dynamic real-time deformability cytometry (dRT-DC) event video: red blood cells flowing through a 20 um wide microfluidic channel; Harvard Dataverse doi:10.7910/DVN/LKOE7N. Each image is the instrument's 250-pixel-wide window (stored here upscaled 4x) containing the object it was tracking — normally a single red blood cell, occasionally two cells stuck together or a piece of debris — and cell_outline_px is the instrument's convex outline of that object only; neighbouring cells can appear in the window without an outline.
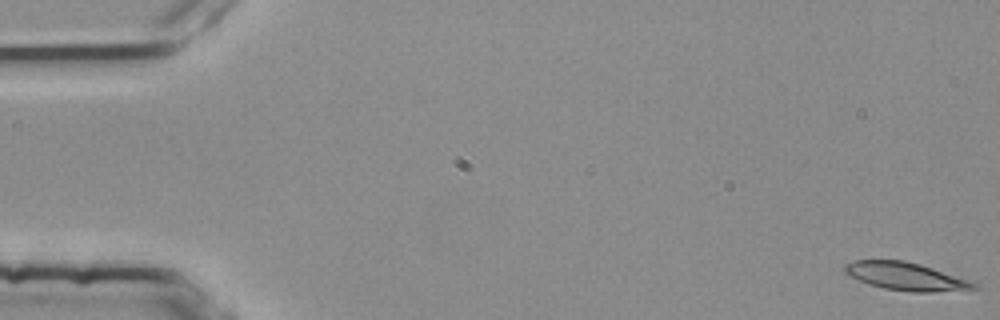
{"species": "common noctule bat (a hibernating species)", "species_latin": "Nyctalus noctula", "temperature_condition": "room temperature", "stored_images_in_passage": 52, "camera_frame_rate_fps": 3000, "um_per_image_px": 0.085, "animal": {"sex": "female", "body_mass_g": 25.1}, "frame": {"image": 1, "passage_image": 1, "time_ms": 0.0, "image_size_px": [1000, 320], "cell_outline_px": [[976, 288], [932, 292], [912, 292], [884, 288], [868, 284], [848, 276], [844, 272], [844, 264], [856, 260], [904, 260], [920, 264], [932, 268], [976, 284]], "centroid_in_image_um": [76.86, 23.48], "position_along_channel_um": 8.1, "area_um2": 20.52}}
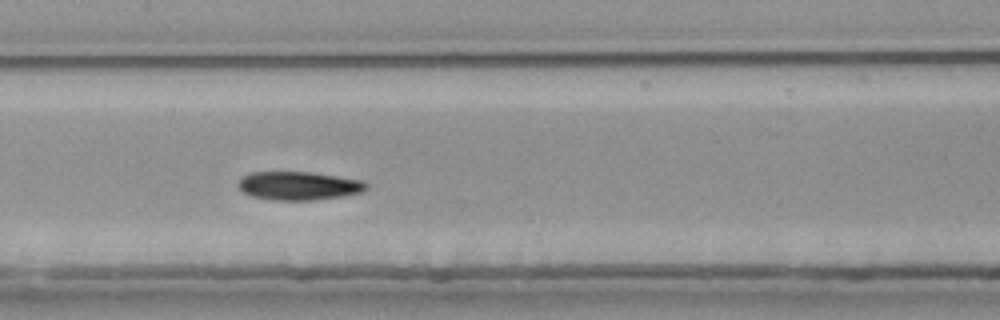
{"frame": {"image": 2, "passage_image": 27, "time_ms": 8.667, "image_size_px": [1000, 320], "cell_outline_px": [[368, 188], [360, 192], [340, 196], [312, 200], [276, 200], [252, 196], [244, 192], [236, 184], [240, 176], [252, 172], [312, 172], [364, 180], [368, 184]], "centroid_in_image_um": [25.37, 15.77], "position_along_channel_um": 182.0, "area_um2": 21.27}}
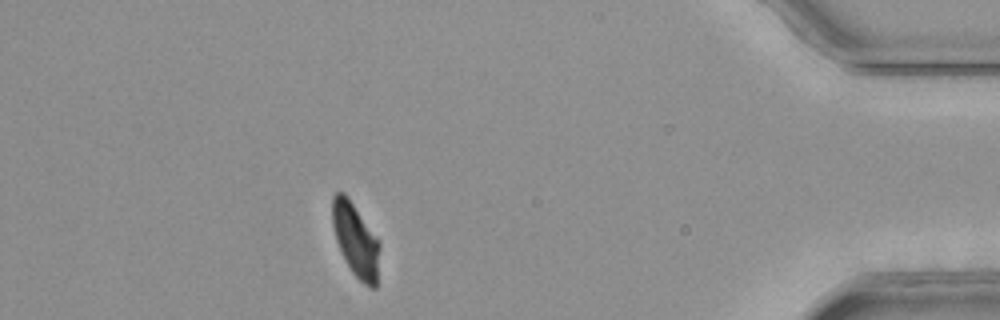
{"frame": {"image": 3, "passage_image": 49, "time_ms": 16.0, "image_size_px": [1000, 320], "cell_outline_px": [[380, 248], [376, 288], [372, 288], [364, 284], [352, 272], [336, 240], [332, 224], [332, 196], [336, 192], [344, 192], [348, 196], [380, 240]], "centroid_in_image_um": [30.25, 20.36], "position_along_channel_um": 405.0, "area_um2": 20.29}, "authors_computed_cell_mechanics": {"area_um2": 21.1548, "velocity_mm_per_s": 3.7529, "shape_relaxation_time_tau1_ms": null, "shape_relaxation_time_tau2_ms": 1.8417, "deformation_change_tau1": null, "deformation_change_tau2": 0.0722}}